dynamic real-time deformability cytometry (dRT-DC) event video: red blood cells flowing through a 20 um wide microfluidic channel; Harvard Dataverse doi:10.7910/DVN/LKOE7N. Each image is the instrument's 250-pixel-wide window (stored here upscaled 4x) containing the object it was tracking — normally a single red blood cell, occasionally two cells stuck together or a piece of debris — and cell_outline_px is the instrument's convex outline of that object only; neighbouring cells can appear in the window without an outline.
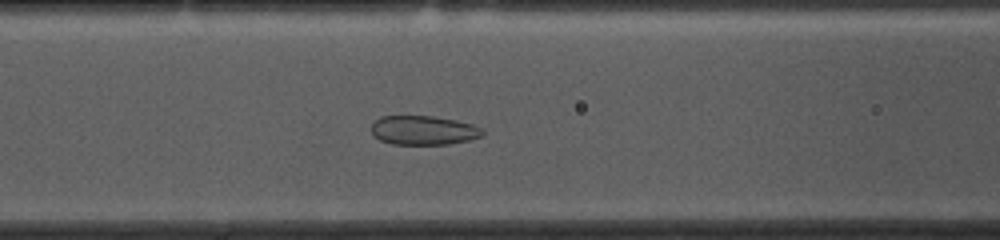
{"species": "common noctule bat (a hibernating species)", "species_latin": "Nyctalus noctula", "temperature_condition": "cold", "stored_images_in_passage": 54, "camera_frame_rate_fps": 3000, "um_per_image_px": 0.085, "animal": {"sex": "female", "body_mass_g": 10.0, "forearm_length_mm": 53.1}, "frame": {"image": 1, "passage_image": 21, "time_ms": 6.667, "image_size_px": [1000, 240], "cell_outline_px": [[484, 136], [468, 140], [448, 144], [392, 144], [380, 140], [372, 136], [372, 124], [380, 116], [432, 116], [456, 120], [472, 124], [484, 128]], "centroid_in_image_um": [36.02, 11.07], "position_along_channel_um": 130.6, "area_um2": 19.02}}
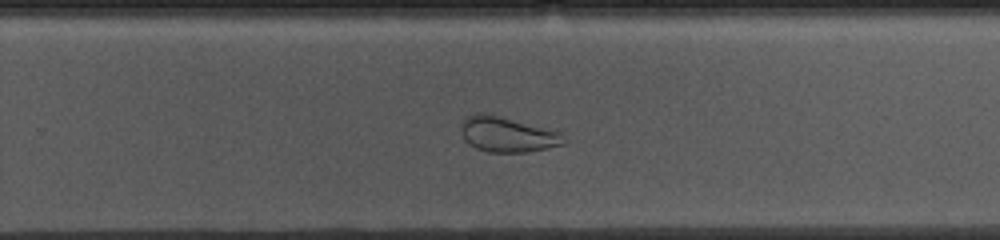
{"frame": {"image": 2, "passage_image": 34, "time_ms": 11.0, "image_size_px": [1000, 240], "cell_outline_px": [[568, 140], [564, 144], [528, 152], [488, 152], [476, 148], [468, 144], [464, 140], [460, 128], [464, 120], [468, 116], [476, 112], [480, 112], [560, 132]], "centroid_in_image_um": [43.1, 11.45], "position_along_channel_um": 286.7, "area_um2": 20.75}}
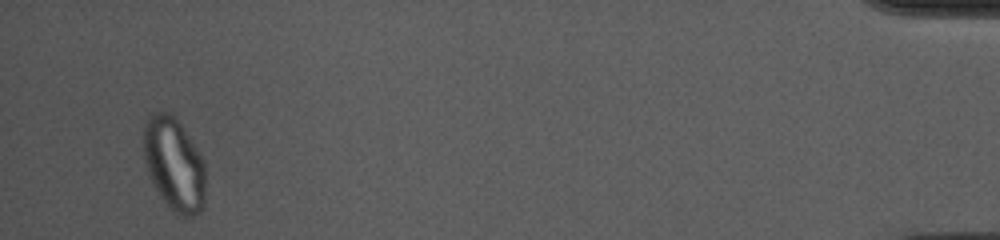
{"frame": {"image": 3, "passage_image": 52, "time_ms": 17.0, "image_size_px": [1000, 240], "cell_outline_px": [[204, 204], [200, 212], [192, 216], [180, 216], [160, 196], [152, 180], [144, 156], [144, 120], [156, 112], [168, 112], [176, 116], [204, 160]], "centroid_in_image_um": [14.81, 13.92], "position_along_channel_um": 420.4, "area_um2": 33.18}, "authors_computed_cell_mechanics": {"area_um2": 26.3857, "velocity_mm_per_s": 3.6116, "shape_relaxation_time_tau1_ms": null, "shape_relaxation_time_tau2_ms": 1.4439, "deformation_change_tau1": null, "deformation_change_tau2": 0.0648}}